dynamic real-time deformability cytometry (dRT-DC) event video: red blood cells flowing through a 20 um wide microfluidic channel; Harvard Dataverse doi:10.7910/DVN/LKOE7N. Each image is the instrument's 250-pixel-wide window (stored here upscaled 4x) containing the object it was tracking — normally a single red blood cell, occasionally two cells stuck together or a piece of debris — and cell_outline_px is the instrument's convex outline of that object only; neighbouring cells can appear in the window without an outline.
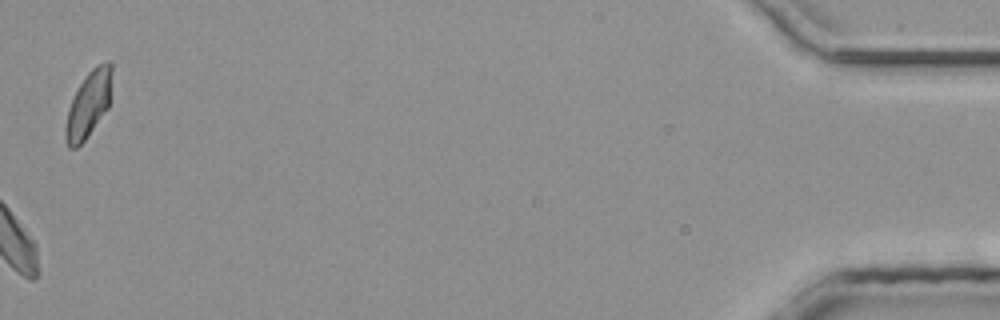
{"species": "common noctule bat (a hibernating species)", "species_latin": "Nyctalus noctula", "temperature_condition": "room temperature", "stored_images_in_passage": 28, "camera_frame_rate_fps": 3000, "um_per_image_px": 0.085, "animal": {"sex": "male", "body_mass_g": 20.4}, "frame": {"image": 1, "passage_image": 28, "time_ms": 9.0, "image_size_px": [1000, 320], "cell_outline_px": [[112, 72], [108, 108], [84, 140], [76, 148], [68, 148], [64, 136], [64, 128], [68, 108], [80, 84], [88, 72], [96, 64], [108, 60], [112, 64]], "centroid_in_image_um": [7.51, 8.85], "position_along_channel_um": 427.7, "area_um2": 17.74}}